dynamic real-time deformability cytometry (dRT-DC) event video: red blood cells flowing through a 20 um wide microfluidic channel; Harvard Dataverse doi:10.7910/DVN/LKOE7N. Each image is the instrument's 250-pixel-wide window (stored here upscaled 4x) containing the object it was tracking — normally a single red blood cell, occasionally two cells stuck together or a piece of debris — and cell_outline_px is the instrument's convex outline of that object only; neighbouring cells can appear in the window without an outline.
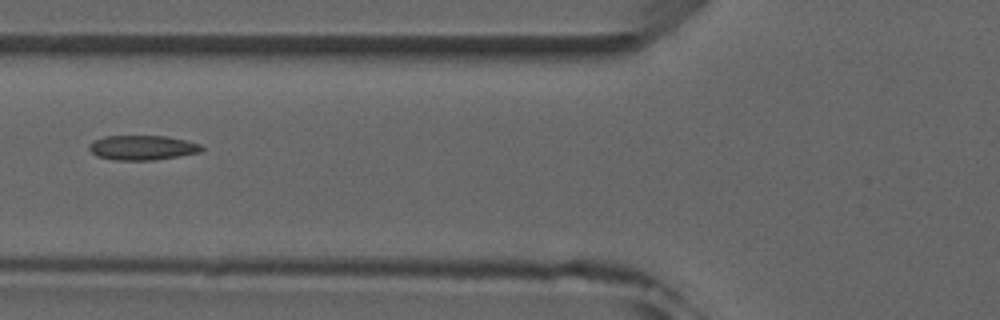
{"species": "common noctule bat (a hibernating species)", "species_latin": "Nyctalus noctula", "temperature_condition": "room temperature", "stored_images_in_passage": 6, "camera_frame_rate_fps": 3000, "um_per_image_px": 0.085, "animal": {"sex": "male", "forearm_length_mm": 52.5}, "frame": {"image": 1, "passage_image": 6, "time_ms": 6.667, "image_size_px": [1000, 320], "cell_outline_px": [[204, 148], [200, 152], [152, 160], [112, 160], [96, 156], [88, 148], [88, 144], [104, 136], [168, 136], [188, 140], [200, 144]], "centroid_in_image_um": [12.09, 12.54], "position_along_channel_um": 113.7, "area_um2": 16.18}}